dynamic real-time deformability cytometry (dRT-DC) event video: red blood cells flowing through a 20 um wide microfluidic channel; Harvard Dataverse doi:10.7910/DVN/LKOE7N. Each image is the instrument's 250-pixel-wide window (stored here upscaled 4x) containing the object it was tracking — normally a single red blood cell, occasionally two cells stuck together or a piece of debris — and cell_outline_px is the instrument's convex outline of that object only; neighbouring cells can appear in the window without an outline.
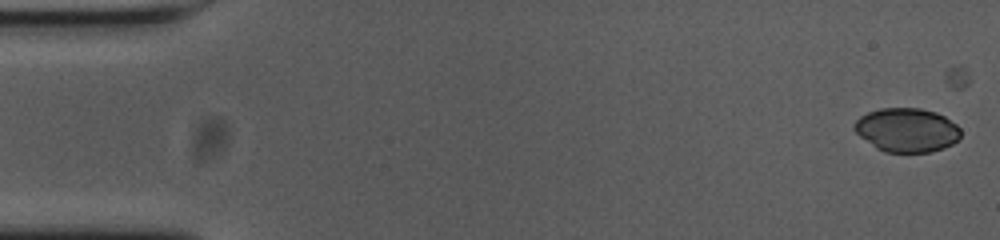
{"species": "common noctule bat (a hibernating species)", "species_latin": "Nyctalus noctula", "temperature_condition": "cold", "stored_images_in_passage": 20, "camera_frame_rate_fps": 3000, "um_per_image_px": 0.085, "animal": {"sex": "female", "body_mass_g": 23.0, "forearm_length_mm": 53.4}, "frame": {"image": 1, "passage_image": 1, "time_ms": 0.0, "image_size_px": [1000, 240], "cell_outline_px": [[960, 140], [944, 148], [932, 152], [884, 152], [876, 148], [860, 136], [852, 128], [852, 124], [860, 116], [868, 112], [880, 108], [920, 108], [936, 112], [944, 116], [956, 124], [960, 128]], "centroid_in_image_um": [77.08, 11.05], "position_along_channel_um": 7.9, "area_um2": 27.46}}
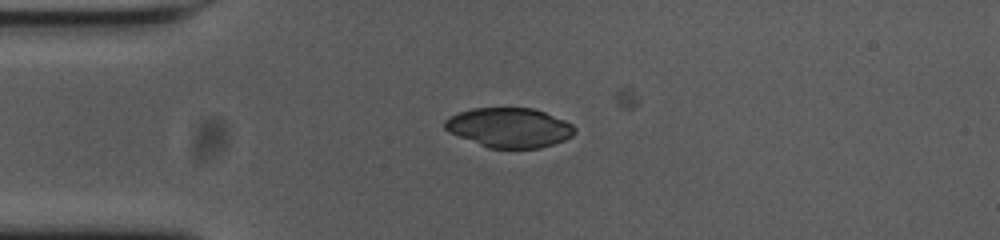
{"frame": {"image": 2, "passage_image": 13, "time_ms": 4.0, "image_size_px": [1000, 240], "cell_outline_px": [[576, 132], [572, 136], [564, 140], [540, 148], [488, 148], [448, 132], [444, 128], [444, 120], [460, 112], [472, 108], [532, 108], [544, 112], [564, 120], [572, 124], [576, 128]], "centroid_in_image_um": [43.29, 10.85], "position_along_channel_um": 41.7, "area_um2": 29.88}}